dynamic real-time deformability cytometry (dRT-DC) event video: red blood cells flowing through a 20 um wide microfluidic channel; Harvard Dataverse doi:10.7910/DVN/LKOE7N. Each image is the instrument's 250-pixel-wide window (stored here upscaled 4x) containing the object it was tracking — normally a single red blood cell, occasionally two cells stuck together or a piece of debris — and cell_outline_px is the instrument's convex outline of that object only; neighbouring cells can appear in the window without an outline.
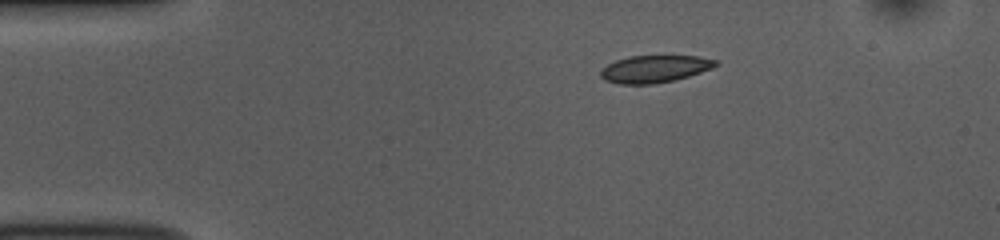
{"species": "common noctule bat (a hibernating species)", "species_latin": "Nyctalus noctula", "temperature_condition": "room temperature", "stored_images_in_passage": 43, "camera_frame_rate_fps": 3000, "um_per_image_px": 0.085, "animal": {"sex": "female", "body_mass_g": 10.0, "forearm_length_mm": 53.1}, "frame": {"image": 1, "passage_image": 1, "time_ms": 0.0, "image_size_px": [1000, 240], "cell_outline_px": [[720, 64], [712, 68], [688, 76], [672, 80], [652, 84], [620, 84], [604, 80], [600, 76], [600, 72], [608, 64], [616, 60], [628, 56], [696, 56], [716, 60]], "centroid_in_image_um": [55.63, 5.85], "position_along_channel_um": 29.4, "area_um2": 18.09}}
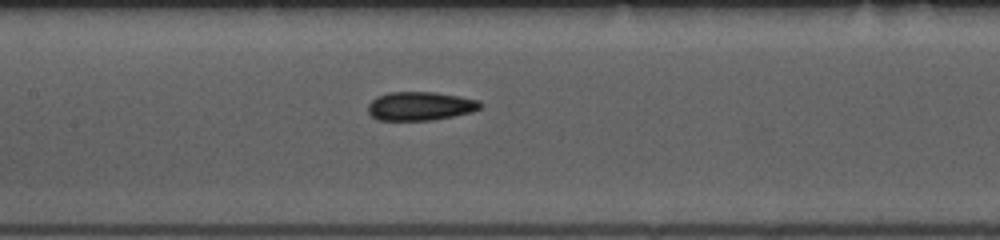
{"frame": {"image": 2, "passage_image": 16, "time_ms": 5.0, "image_size_px": [1000, 240], "cell_outline_px": [[484, 104], [480, 108], [472, 112], [432, 120], [380, 120], [372, 116], [368, 112], [368, 104], [376, 96], [388, 92], [436, 92], [460, 96], [480, 100]], "centroid_in_image_um": [35.74, 9.0], "position_along_channel_um": 171.7, "area_um2": 18.9}}
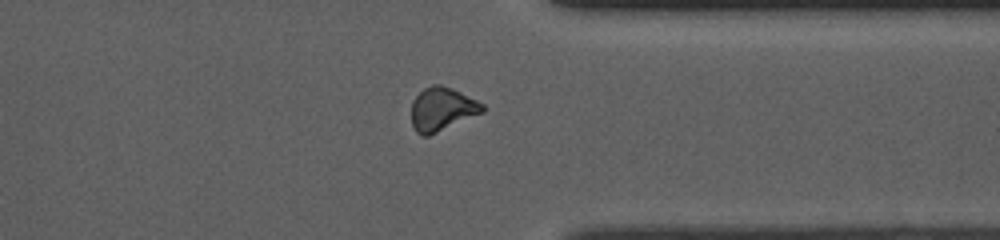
{"frame": {"image": 3, "passage_image": 32, "time_ms": 10.333, "image_size_px": [1000, 240], "cell_outline_px": [[484, 112], [428, 136], [420, 136], [416, 132], [412, 124], [412, 100], [424, 88], [432, 84], [440, 84], [452, 88], [484, 104]], "centroid_in_image_um": [37.56, 9.27], "position_along_channel_um": 373.8, "area_um2": 17.98}, "authors_computed_cell_mechanics": {"area_um2": 18.4382, "velocity_mm_per_s": 3.8612, "shape_relaxation_time_tau1_ms": 2.7066, "shape_relaxation_time_tau2_ms": 2.1382, "deformation_change_tau1": 0.1076, "deformation_change_tau2": 0.085}}